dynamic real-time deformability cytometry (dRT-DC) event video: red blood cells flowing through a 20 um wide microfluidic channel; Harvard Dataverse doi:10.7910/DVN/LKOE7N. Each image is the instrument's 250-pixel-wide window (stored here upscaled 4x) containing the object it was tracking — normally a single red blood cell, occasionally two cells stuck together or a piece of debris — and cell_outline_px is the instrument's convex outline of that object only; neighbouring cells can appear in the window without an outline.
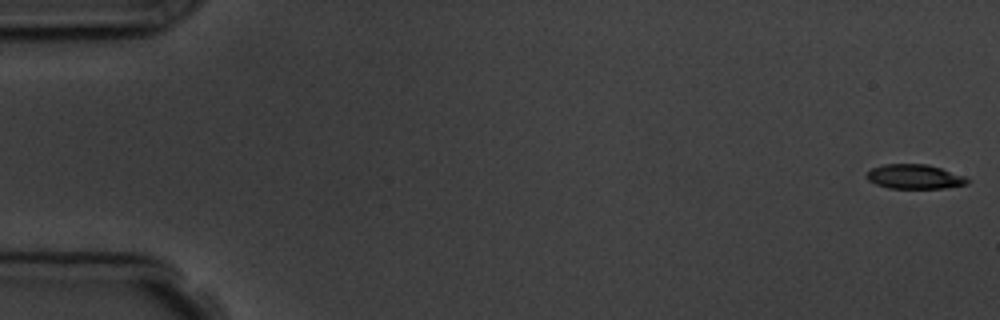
{"species": "common noctule bat (a hibernating species)", "species_latin": "Nyctalus noctula", "temperature_condition": "room temperature", "stored_images_in_passage": 5, "camera_frame_rate_fps": 3000, "um_per_image_px": 0.085, "animal": {"sex": "male", "body_mass_g": 19.5, "forearm_length_mm": 54.6}, "frame": {"image": 1, "passage_image": 1, "time_ms": 0.0, "image_size_px": [1000, 320], "cell_outline_px": [[972, 180], [968, 184], [944, 188], [888, 188], [876, 184], [868, 180], [864, 176], [872, 168], [884, 164], [928, 164], [964, 176]], "centroid_in_image_um": [77.74, 15.02], "position_along_channel_um": 7.3, "area_um2": 14.39}}
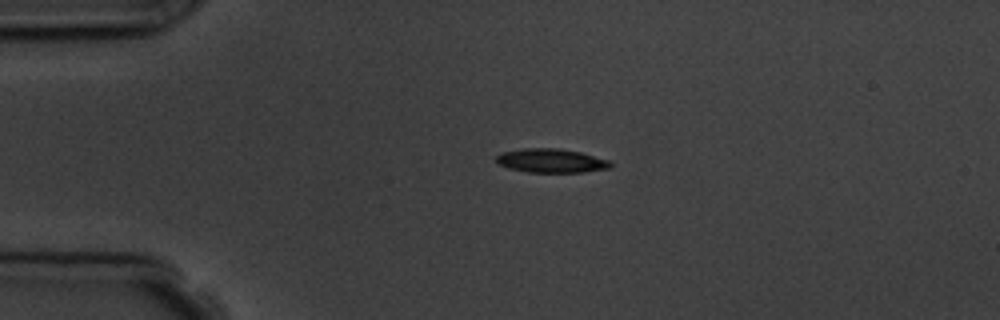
{"frame": {"image": 2, "passage_image": 4, "time_ms": 4.0, "image_size_px": [1000, 320], "cell_outline_px": [[612, 168], [584, 172], [528, 172], [508, 168], [496, 164], [496, 156], [500, 152], [524, 148], [560, 148], [580, 152], [608, 160], [612, 164]], "centroid_in_image_um": [46.81, 13.66], "position_along_channel_um": 38.2, "area_um2": 16.07}}